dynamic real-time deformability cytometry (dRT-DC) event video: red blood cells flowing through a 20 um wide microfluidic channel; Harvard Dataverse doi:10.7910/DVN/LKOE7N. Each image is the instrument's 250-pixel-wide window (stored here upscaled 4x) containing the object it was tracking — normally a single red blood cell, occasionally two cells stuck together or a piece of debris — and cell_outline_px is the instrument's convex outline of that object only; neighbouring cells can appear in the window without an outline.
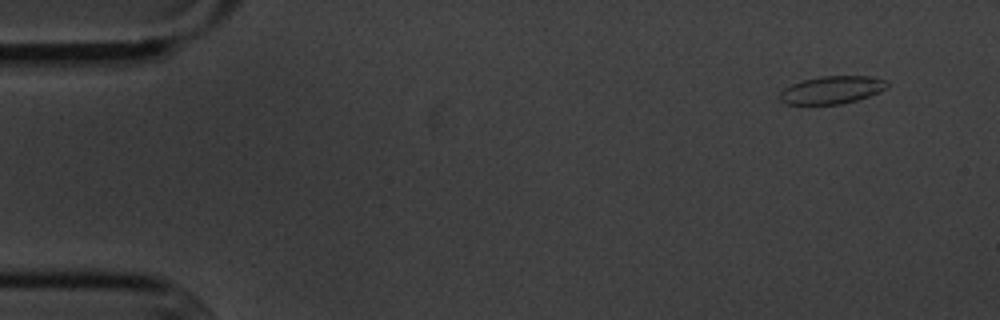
{"species": "common noctule bat (a hibernating species)", "species_latin": "Nyctalus noctula", "temperature_condition": "cold", "stored_images_in_passage": 9, "camera_frame_rate_fps": 3000, "um_per_image_px": 0.085, "animal": {"sex": "male", "body_mass_g": 20.1, "forearm_length_mm": 53.5}, "frame": {"image": 1, "passage_image": 1, "time_ms": 0.0, "image_size_px": [1000, 320], "cell_outline_px": [[888, 88], [880, 92], [856, 100], [840, 104], [784, 104], [780, 100], [780, 92], [784, 88], [792, 84], [804, 80], [820, 76], [876, 76], [888, 80]], "centroid_in_image_um": [70.76, 7.63], "position_along_channel_um": 14.2, "area_um2": 17.46}}
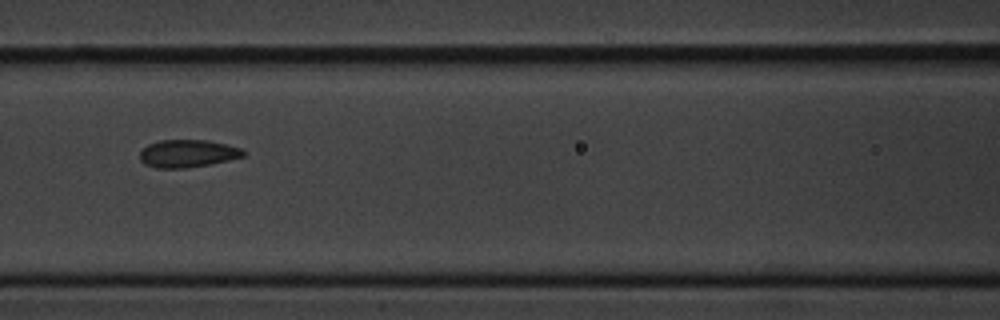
{"frame": {"image": 2, "passage_image": 6, "time_ms": 6.667, "image_size_px": [1000, 320], "cell_outline_px": [[248, 152], [244, 156], [228, 160], [208, 164], [184, 168], [156, 168], [144, 164], [140, 160], [140, 152], [148, 144], [160, 140], [208, 140], [228, 144], [240, 148]], "centroid_in_image_um": [15.96, 13.04], "position_along_channel_um": 150.6, "area_um2": 16.7}}
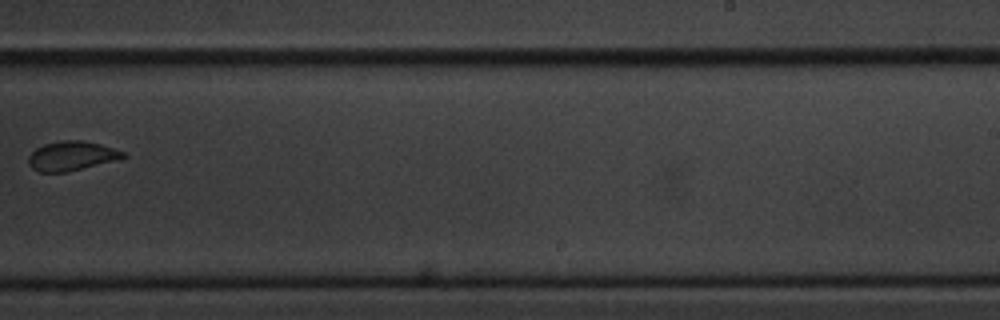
{"frame": {"image": 3, "passage_image": 9, "time_ms": 10.333, "image_size_px": [1000, 320], "cell_outline_px": [[128, 156], [120, 160], [68, 172], [40, 172], [32, 168], [28, 164], [28, 156], [36, 148], [44, 144], [60, 140], [80, 140], [100, 144], [124, 152]], "centroid_in_image_um": [6.11, 13.26], "position_along_channel_um": 282.9, "area_um2": 16.42}}